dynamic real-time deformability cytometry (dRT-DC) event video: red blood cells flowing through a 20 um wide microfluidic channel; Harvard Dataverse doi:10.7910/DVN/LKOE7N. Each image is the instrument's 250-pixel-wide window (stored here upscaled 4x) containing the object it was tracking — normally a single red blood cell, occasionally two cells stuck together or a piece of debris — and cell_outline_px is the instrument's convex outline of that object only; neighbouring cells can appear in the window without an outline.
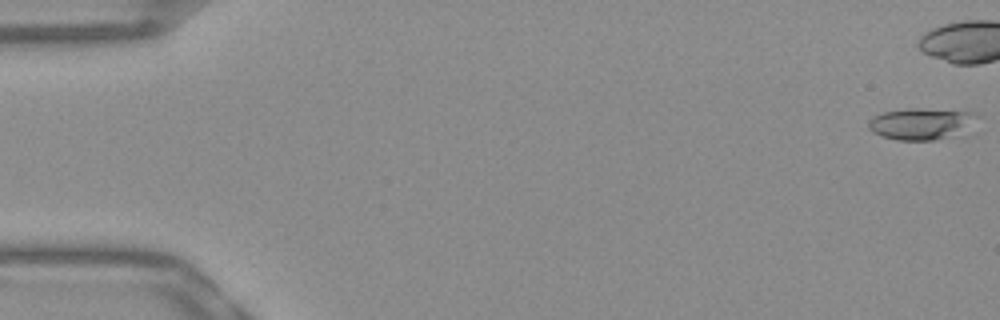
{"species": "Egyptian fruit bat (a non-hibernating species)", "species_latin": "Rousettus aegyptiacus", "temperature_condition": "warm", "stored_images_in_passage": 42, "camera_frame_rate_fps": 3000, "um_per_image_px": 0.085, "frame": {"image": 1, "passage_image": 1, "time_ms": 0.0, "image_size_px": [1000, 320], "cell_outline_px": [[976, 132], [972, 136], [932, 140], [896, 140], [880, 136], [872, 132], [868, 128], [868, 120], [872, 116], [884, 112], [908, 108], [916, 108], [976, 112]], "centroid_in_image_um": [78.48, 10.56], "position_along_channel_um": 6.5, "area_um2": 21.33}}
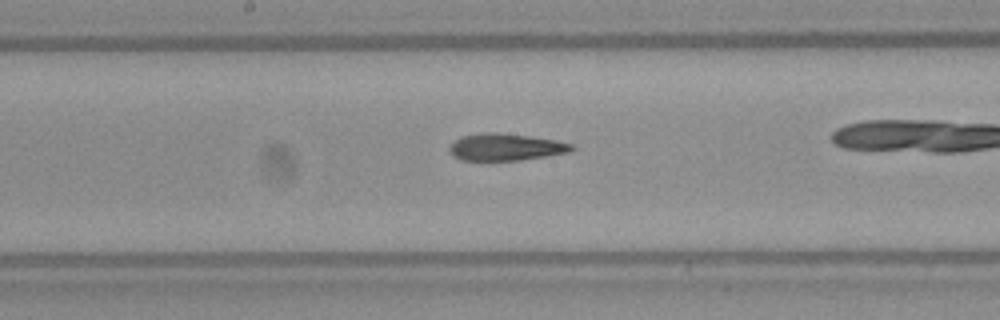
{"frame": {"image": 2, "passage_image": 28, "time_ms": 9.0, "image_size_px": [1000, 320], "cell_outline_px": [[576, 148], [572, 152], [520, 160], [460, 160], [452, 156], [448, 148], [460, 136], [488, 132], [496, 132], [528, 136], [556, 140], [572, 144]], "centroid_in_image_um": [42.99, 12.5], "position_along_channel_um": 205.2, "area_um2": 19.25}}
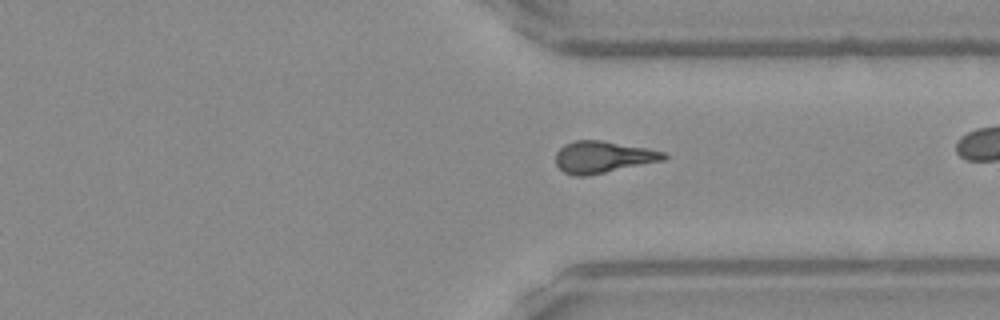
{"frame": {"image": 3, "passage_image": 40, "time_ms": 13.0, "image_size_px": [1000, 320], "cell_outline_px": [[668, 156], [664, 160], [584, 176], [572, 176], [564, 172], [556, 164], [556, 152], [564, 144], [576, 140], [600, 140], [648, 148], [664, 152]], "centroid_in_image_um": [51.23, 13.34], "position_along_channel_um": 360.2, "area_um2": 19.83}}